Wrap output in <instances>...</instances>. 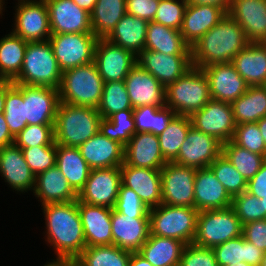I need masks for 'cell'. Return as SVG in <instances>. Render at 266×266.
<instances>
[{"instance_id":"cell-67","label":"cell","mask_w":266,"mask_h":266,"mask_svg":"<svg viewBox=\"0 0 266 266\" xmlns=\"http://www.w3.org/2000/svg\"><path fill=\"white\" fill-rule=\"evenodd\" d=\"M228 266H251V265H249V264L246 263V262H238V263H236V264H230V265H228Z\"/></svg>"},{"instance_id":"cell-61","label":"cell","mask_w":266,"mask_h":266,"mask_svg":"<svg viewBox=\"0 0 266 266\" xmlns=\"http://www.w3.org/2000/svg\"><path fill=\"white\" fill-rule=\"evenodd\" d=\"M43 266H77V261L75 258L66 256H56L52 262H48Z\"/></svg>"},{"instance_id":"cell-66","label":"cell","mask_w":266,"mask_h":266,"mask_svg":"<svg viewBox=\"0 0 266 266\" xmlns=\"http://www.w3.org/2000/svg\"><path fill=\"white\" fill-rule=\"evenodd\" d=\"M260 202L263 206V219H266V194L260 195Z\"/></svg>"},{"instance_id":"cell-70","label":"cell","mask_w":266,"mask_h":266,"mask_svg":"<svg viewBox=\"0 0 266 266\" xmlns=\"http://www.w3.org/2000/svg\"><path fill=\"white\" fill-rule=\"evenodd\" d=\"M3 4H5V1L4 0H1ZM18 2H21V1H29V0H17Z\"/></svg>"},{"instance_id":"cell-6","label":"cell","mask_w":266,"mask_h":266,"mask_svg":"<svg viewBox=\"0 0 266 266\" xmlns=\"http://www.w3.org/2000/svg\"><path fill=\"white\" fill-rule=\"evenodd\" d=\"M166 107L176 115L191 116L211 99L206 75L200 68L192 67L182 77L165 87Z\"/></svg>"},{"instance_id":"cell-16","label":"cell","mask_w":266,"mask_h":266,"mask_svg":"<svg viewBox=\"0 0 266 266\" xmlns=\"http://www.w3.org/2000/svg\"><path fill=\"white\" fill-rule=\"evenodd\" d=\"M137 64L165 87L193 67L191 55H168L145 49L137 55Z\"/></svg>"},{"instance_id":"cell-29","label":"cell","mask_w":266,"mask_h":266,"mask_svg":"<svg viewBox=\"0 0 266 266\" xmlns=\"http://www.w3.org/2000/svg\"><path fill=\"white\" fill-rule=\"evenodd\" d=\"M78 149L91 169L121 167L124 163V147L100 132Z\"/></svg>"},{"instance_id":"cell-37","label":"cell","mask_w":266,"mask_h":266,"mask_svg":"<svg viewBox=\"0 0 266 266\" xmlns=\"http://www.w3.org/2000/svg\"><path fill=\"white\" fill-rule=\"evenodd\" d=\"M236 125L257 122L266 117V85L249 86L247 91L232 103Z\"/></svg>"},{"instance_id":"cell-31","label":"cell","mask_w":266,"mask_h":266,"mask_svg":"<svg viewBox=\"0 0 266 266\" xmlns=\"http://www.w3.org/2000/svg\"><path fill=\"white\" fill-rule=\"evenodd\" d=\"M33 193L40 199L41 206L77 200V193L56 166L36 176Z\"/></svg>"},{"instance_id":"cell-21","label":"cell","mask_w":266,"mask_h":266,"mask_svg":"<svg viewBox=\"0 0 266 266\" xmlns=\"http://www.w3.org/2000/svg\"><path fill=\"white\" fill-rule=\"evenodd\" d=\"M120 170L122 184L135 191L148 209L162 204L160 170L138 168L125 163Z\"/></svg>"},{"instance_id":"cell-46","label":"cell","mask_w":266,"mask_h":266,"mask_svg":"<svg viewBox=\"0 0 266 266\" xmlns=\"http://www.w3.org/2000/svg\"><path fill=\"white\" fill-rule=\"evenodd\" d=\"M219 182L225 187L231 197H234L247 189V181L235 169L231 162L221 153L215 161L209 165Z\"/></svg>"},{"instance_id":"cell-43","label":"cell","mask_w":266,"mask_h":266,"mask_svg":"<svg viewBox=\"0 0 266 266\" xmlns=\"http://www.w3.org/2000/svg\"><path fill=\"white\" fill-rule=\"evenodd\" d=\"M99 132L125 147L131 137L136 134L133 110H122L114 113L108 119L102 118Z\"/></svg>"},{"instance_id":"cell-38","label":"cell","mask_w":266,"mask_h":266,"mask_svg":"<svg viewBox=\"0 0 266 266\" xmlns=\"http://www.w3.org/2000/svg\"><path fill=\"white\" fill-rule=\"evenodd\" d=\"M27 41L13 32L0 39V80H13L21 71Z\"/></svg>"},{"instance_id":"cell-51","label":"cell","mask_w":266,"mask_h":266,"mask_svg":"<svg viewBox=\"0 0 266 266\" xmlns=\"http://www.w3.org/2000/svg\"><path fill=\"white\" fill-rule=\"evenodd\" d=\"M187 5L186 0H160L153 21L180 30Z\"/></svg>"},{"instance_id":"cell-2","label":"cell","mask_w":266,"mask_h":266,"mask_svg":"<svg viewBox=\"0 0 266 266\" xmlns=\"http://www.w3.org/2000/svg\"><path fill=\"white\" fill-rule=\"evenodd\" d=\"M250 41L240 25L227 13L192 47V65L196 68L230 63Z\"/></svg>"},{"instance_id":"cell-13","label":"cell","mask_w":266,"mask_h":266,"mask_svg":"<svg viewBox=\"0 0 266 266\" xmlns=\"http://www.w3.org/2000/svg\"><path fill=\"white\" fill-rule=\"evenodd\" d=\"M121 183L120 167L91 169L84 187L77 194V201L113 209Z\"/></svg>"},{"instance_id":"cell-18","label":"cell","mask_w":266,"mask_h":266,"mask_svg":"<svg viewBox=\"0 0 266 266\" xmlns=\"http://www.w3.org/2000/svg\"><path fill=\"white\" fill-rule=\"evenodd\" d=\"M51 34L93 33L90 13L72 0H45Z\"/></svg>"},{"instance_id":"cell-47","label":"cell","mask_w":266,"mask_h":266,"mask_svg":"<svg viewBox=\"0 0 266 266\" xmlns=\"http://www.w3.org/2000/svg\"><path fill=\"white\" fill-rule=\"evenodd\" d=\"M54 139V124L27 125L16 137L14 143L21 149L51 145Z\"/></svg>"},{"instance_id":"cell-17","label":"cell","mask_w":266,"mask_h":266,"mask_svg":"<svg viewBox=\"0 0 266 266\" xmlns=\"http://www.w3.org/2000/svg\"><path fill=\"white\" fill-rule=\"evenodd\" d=\"M201 69L207 77L210 96L213 100L232 104L249 87L231 62L212 64Z\"/></svg>"},{"instance_id":"cell-52","label":"cell","mask_w":266,"mask_h":266,"mask_svg":"<svg viewBox=\"0 0 266 266\" xmlns=\"http://www.w3.org/2000/svg\"><path fill=\"white\" fill-rule=\"evenodd\" d=\"M114 208L121 214L130 215L133 218H149V209L138 197V194L122 183Z\"/></svg>"},{"instance_id":"cell-30","label":"cell","mask_w":266,"mask_h":266,"mask_svg":"<svg viewBox=\"0 0 266 266\" xmlns=\"http://www.w3.org/2000/svg\"><path fill=\"white\" fill-rule=\"evenodd\" d=\"M231 63L249 86L266 85V42H250Z\"/></svg>"},{"instance_id":"cell-9","label":"cell","mask_w":266,"mask_h":266,"mask_svg":"<svg viewBox=\"0 0 266 266\" xmlns=\"http://www.w3.org/2000/svg\"><path fill=\"white\" fill-rule=\"evenodd\" d=\"M48 41L62 72L94 61L98 41L94 33L51 34Z\"/></svg>"},{"instance_id":"cell-11","label":"cell","mask_w":266,"mask_h":266,"mask_svg":"<svg viewBox=\"0 0 266 266\" xmlns=\"http://www.w3.org/2000/svg\"><path fill=\"white\" fill-rule=\"evenodd\" d=\"M196 168L167 162L160 170L162 203L170 206L194 207Z\"/></svg>"},{"instance_id":"cell-1","label":"cell","mask_w":266,"mask_h":266,"mask_svg":"<svg viewBox=\"0 0 266 266\" xmlns=\"http://www.w3.org/2000/svg\"><path fill=\"white\" fill-rule=\"evenodd\" d=\"M45 217V236L56 256L77 258L86 248L78 201L49 203L42 206Z\"/></svg>"},{"instance_id":"cell-58","label":"cell","mask_w":266,"mask_h":266,"mask_svg":"<svg viewBox=\"0 0 266 266\" xmlns=\"http://www.w3.org/2000/svg\"><path fill=\"white\" fill-rule=\"evenodd\" d=\"M246 259L245 262L251 266H260L264 252L245 239Z\"/></svg>"},{"instance_id":"cell-55","label":"cell","mask_w":266,"mask_h":266,"mask_svg":"<svg viewBox=\"0 0 266 266\" xmlns=\"http://www.w3.org/2000/svg\"><path fill=\"white\" fill-rule=\"evenodd\" d=\"M159 2L160 0H126L127 14L151 22L154 20Z\"/></svg>"},{"instance_id":"cell-48","label":"cell","mask_w":266,"mask_h":266,"mask_svg":"<svg viewBox=\"0 0 266 266\" xmlns=\"http://www.w3.org/2000/svg\"><path fill=\"white\" fill-rule=\"evenodd\" d=\"M57 144L22 149L23 156L32 173L37 176L56 166Z\"/></svg>"},{"instance_id":"cell-69","label":"cell","mask_w":266,"mask_h":266,"mask_svg":"<svg viewBox=\"0 0 266 266\" xmlns=\"http://www.w3.org/2000/svg\"><path fill=\"white\" fill-rule=\"evenodd\" d=\"M3 5H4V4H3L2 1L0 0V15H3V14H2V11H3V9H4V8H3Z\"/></svg>"},{"instance_id":"cell-68","label":"cell","mask_w":266,"mask_h":266,"mask_svg":"<svg viewBox=\"0 0 266 266\" xmlns=\"http://www.w3.org/2000/svg\"><path fill=\"white\" fill-rule=\"evenodd\" d=\"M260 266H266V252L264 253Z\"/></svg>"},{"instance_id":"cell-44","label":"cell","mask_w":266,"mask_h":266,"mask_svg":"<svg viewBox=\"0 0 266 266\" xmlns=\"http://www.w3.org/2000/svg\"><path fill=\"white\" fill-rule=\"evenodd\" d=\"M122 110H133L124 81L106 82L97 107L102 118L108 119Z\"/></svg>"},{"instance_id":"cell-22","label":"cell","mask_w":266,"mask_h":266,"mask_svg":"<svg viewBox=\"0 0 266 266\" xmlns=\"http://www.w3.org/2000/svg\"><path fill=\"white\" fill-rule=\"evenodd\" d=\"M0 174L17 192L34 191L36 176L30 170L22 149L15 143L0 148Z\"/></svg>"},{"instance_id":"cell-23","label":"cell","mask_w":266,"mask_h":266,"mask_svg":"<svg viewBox=\"0 0 266 266\" xmlns=\"http://www.w3.org/2000/svg\"><path fill=\"white\" fill-rule=\"evenodd\" d=\"M113 245L129 251L138 252L150 234L149 218H133L118 212L111 213Z\"/></svg>"},{"instance_id":"cell-7","label":"cell","mask_w":266,"mask_h":266,"mask_svg":"<svg viewBox=\"0 0 266 266\" xmlns=\"http://www.w3.org/2000/svg\"><path fill=\"white\" fill-rule=\"evenodd\" d=\"M199 211L194 207L164 203L149 209L150 235L173 238L186 245L193 243Z\"/></svg>"},{"instance_id":"cell-26","label":"cell","mask_w":266,"mask_h":266,"mask_svg":"<svg viewBox=\"0 0 266 266\" xmlns=\"http://www.w3.org/2000/svg\"><path fill=\"white\" fill-rule=\"evenodd\" d=\"M228 14L250 42H266V0H232Z\"/></svg>"},{"instance_id":"cell-27","label":"cell","mask_w":266,"mask_h":266,"mask_svg":"<svg viewBox=\"0 0 266 266\" xmlns=\"http://www.w3.org/2000/svg\"><path fill=\"white\" fill-rule=\"evenodd\" d=\"M194 185V208L198 211L231 206L232 197L209 167L196 170Z\"/></svg>"},{"instance_id":"cell-12","label":"cell","mask_w":266,"mask_h":266,"mask_svg":"<svg viewBox=\"0 0 266 266\" xmlns=\"http://www.w3.org/2000/svg\"><path fill=\"white\" fill-rule=\"evenodd\" d=\"M16 4L12 32L27 42L48 40L51 29L45 0L21 1Z\"/></svg>"},{"instance_id":"cell-24","label":"cell","mask_w":266,"mask_h":266,"mask_svg":"<svg viewBox=\"0 0 266 266\" xmlns=\"http://www.w3.org/2000/svg\"><path fill=\"white\" fill-rule=\"evenodd\" d=\"M78 210L83 225L86 247L112 245V209L78 201Z\"/></svg>"},{"instance_id":"cell-28","label":"cell","mask_w":266,"mask_h":266,"mask_svg":"<svg viewBox=\"0 0 266 266\" xmlns=\"http://www.w3.org/2000/svg\"><path fill=\"white\" fill-rule=\"evenodd\" d=\"M227 12L215 5L188 4L180 33L184 41L192 47L204 34L216 26Z\"/></svg>"},{"instance_id":"cell-59","label":"cell","mask_w":266,"mask_h":266,"mask_svg":"<svg viewBox=\"0 0 266 266\" xmlns=\"http://www.w3.org/2000/svg\"><path fill=\"white\" fill-rule=\"evenodd\" d=\"M15 137L9 131L3 113L0 114V148L14 143Z\"/></svg>"},{"instance_id":"cell-57","label":"cell","mask_w":266,"mask_h":266,"mask_svg":"<svg viewBox=\"0 0 266 266\" xmlns=\"http://www.w3.org/2000/svg\"><path fill=\"white\" fill-rule=\"evenodd\" d=\"M246 191L258 199H260V195L266 194V161L253 178L247 181Z\"/></svg>"},{"instance_id":"cell-10","label":"cell","mask_w":266,"mask_h":266,"mask_svg":"<svg viewBox=\"0 0 266 266\" xmlns=\"http://www.w3.org/2000/svg\"><path fill=\"white\" fill-rule=\"evenodd\" d=\"M192 126L222 144L231 141L236 123L231 103L210 99L206 105L190 116Z\"/></svg>"},{"instance_id":"cell-50","label":"cell","mask_w":266,"mask_h":266,"mask_svg":"<svg viewBox=\"0 0 266 266\" xmlns=\"http://www.w3.org/2000/svg\"><path fill=\"white\" fill-rule=\"evenodd\" d=\"M231 207L242 225L263 220V206L260 199L247 191L232 197Z\"/></svg>"},{"instance_id":"cell-25","label":"cell","mask_w":266,"mask_h":266,"mask_svg":"<svg viewBox=\"0 0 266 266\" xmlns=\"http://www.w3.org/2000/svg\"><path fill=\"white\" fill-rule=\"evenodd\" d=\"M124 163L138 168L161 170L167 161L161 153L158 136L146 132L134 134L124 147Z\"/></svg>"},{"instance_id":"cell-3","label":"cell","mask_w":266,"mask_h":266,"mask_svg":"<svg viewBox=\"0 0 266 266\" xmlns=\"http://www.w3.org/2000/svg\"><path fill=\"white\" fill-rule=\"evenodd\" d=\"M101 119L97 108L60 102L54 123L55 143L78 148L99 132Z\"/></svg>"},{"instance_id":"cell-33","label":"cell","mask_w":266,"mask_h":266,"mask_svg":"<svg viewBox=\"0 0 266 266\" xmlns=\"http://www.w3.org/2000/svg\"><path fill=\"white\" fill-rule=\"evenodd\" d=\"M185 246L182 241L149 234L138 253L153 266H178Z\"/></svg>"},{"instance_id":"cell-14","label":"cell","mask_w":266,"mask_h":266,"mask_svg":"<svg viewBox=\"0 0 266 266\" xmlns=\"http://www.w3.org/2000/svg\"><path fill=\"white\" fill-rule=\"evenodd\" d=\"M94 62L104 83L124 81L137 64V56L106 38L98 39Z\"/></svg>"},{"instance_id":"cell-54","label":"cell","mask_w":266,"mask_h":266,"mask_svg":"<svg viewBox=\"0 0 266 266\" xmlns=\"http://www.w3.org/2000/svg\"><path fill=\"white\" fill-rule=\"evenodd\" d=\"M180 266H218L212 248L187 244L182 252Z\"/></svg>"},{"instance_id":"cell-60","label":"cell","mask_w":266,"mask_h":266,"mask_svg":"<svg viewBox=\"0 0 266 266\" xmlns=\"http://www.w3.org/2000/svg\"><path fill=\"white\" fill-rule=\"evenodd\" d=\"M188 4L193 5H215L223 8L227 13L230 10L232 0H186Z\"/></svg>"},{"instance_id":"cell-40","label":"cell","mask_w":266,"mask_h":266,"mask_svg":"<svg viewBox=\"0 0 266 266\" xmlns=\"http://www.w3.org/2000/svg\"><path fill=\"white\" fill-rule=\"evenodd\" d=\"M176 113L166 106H141L133 109L136 133L146 132L154 135L161 134L169 125Z\"/></svg>"},{"instance_id":"cell-65","label":"cell","mask_w":266,"mask_h":266,"mask_svg":"<svg viewBox=\"0 0 266 266\" xmlns=\"http://www.w3.org/2000/svg\"><path fill=\"white\" fill-rule=\"evenodd\" d=\"M257 125L259 130L261 131V134L263 136L266 145V117H263L259 121H257Z\"/></svg>"},{"instance_id":"cell-19","label":"cell","mask_w":266,"mask_h":266,"mask_svg":"<svg viewBox=\"0 0 266 266\" xmlns=\"http://www.w3.org/2000/svg\"><path fill=\"white\" fill-rule=\"evenodd\" d=\"M133 109L152 105L166 106L165 86L136 64L124 80Z\"/></svg>"},{"instance_id":"cell-36","label":"cell","mask_w":266,"mask_h":266,"mask_svg":"<svg viewBox=\"0 0 266 266\" xmlns=\"http://www.w3.org/2000/svg\"><path fill=\"white\" fill-rule=\"evenodd\" d=\"M126 13V0H97L90 13L94 35L98 39L107 38Z\"/></svg>"},{"instance_id":"cell-5","label":"cell","mask_w":266,"mask_h":266,"mask_svg":"<svg viewBox=\"0 0 266 266\" xmlns=\"http://www.w3.org/2000/svg\"><path fill=\"white\" fill-rule=\"evenodd\" d=\"M104 81L96 63L78 66L62 72L59 87L60 102L97 108L103 93Z\"/></svg>"},{"instance_id":"cell-42","label":"cell","mask_w":266,"mask_h":266,"mask_svg":"<svg viewBox=\"0 0 266 266\" xmlns=\"http://www.w3.org/2000/svg\"><path fill=\"white\" fill-rule=\"evenodd\" d=\"M222 153L246 181L253 178L266 161L265 156L252 153L232 140L222 144Z\"/></svg>"},{"instance_id":"cell-8","label":"cell","mask_w":266,"mask_h":266,"mask_svg":"<svg viewBox=\"0 0 266 266\" xmlns=\"http://www.w3.org/2000/svg\"><path fill=\"white\" fill-rule=\"evenodd\" d=\"M243 225L233 208L199 211L193 243L213 248L242 235Z\"/></svg>"},{"instance_id":"cell-53","label":"cell","mask_w":266,"mask_h":266,"mask_svg":"<svg viewBox=\"0 0 266 266\" xmlns=\"http://www.w3.org/2000/svg\"><path fill=\"white\" fill-rule=\"evenodd\" d=\"M212 249L215 253L218 266H228L238 262H245L246 247L245 238L243 235L234 239H230L213 247Z\"/></svg>"},{"instance_id":"cell-20","label":"cell","mask_w":266,"mask_h":266,"mask_svg":"<svg viewBox=\"0 0 266 266\" xmlns=\"http://www.w3.org/2000/svg\"><path fill=\"white\" fill-rule=\"evenodd\" d=\"M23 102L27 125L54 124L59 90L51 87L23 85Z\"/></svg>"},{"instance_id":"cell-15","label":"cell","mask_w":266,"mask_h":266,"mask_svg":"<svg viewBox=\"0 0 266 266\" xmlns=\"http://www.w3.org/2000/svg\"><path fill=\"white\" fill-rule=\"evenodd\" d=\"M221 153L222 143L220 141L191 126L173 162L196 169L207 168Z\"/></svg>"},{"instance_id":"cell-41","label":"cell","mask_w":266,"mask_h":266,"mask_svg":"<svg viewBox=\"0 0 266 266\" xmlns=\"http://www.w3.org/2000/svg\"><path fill=\"white\" fill-rule=\"evenodd\" d=\"M191 126L189 116L176 115L168 127L158 135L160 150L167 162H173L177 158Z\"/></svg>"},{"instance_id":"cell-62","label":"cell","mask_w":266,"mask_h":266,"mask_svg":"<svg viewBox=\"0 0 266 266\" xmlns=\"http://www.w3.org/2000/svg\"><path fill=\"white\" fill-rule=\"evenodd\" d=\"M13 84L11 80H0V114L4 112L6 92Z\"/></svg>"},{"instance_id":"cell-35","label":"cell","mask_w":266,"mask_h":266,"mask_svg":"<svg viewBox=\"0 0 266 266\" xmlns=\"http://www.w3.org/2000/svg\"><path fill=\"white\" fill-rule=\"evenodd\" d=\"M56 167L77 194L84 187L91 171L77 147L64 145H57Z\"/></svg>"},{"instance_id":"cell-4","label":"cell","mask_w":266,"mask_h":266,"mask_svg":"<svg viewBox=\"0 0 266 266\" xmlns=\"http://www.w3.org/2000/svg\"><path fill=\"white\" fill-rule=\"evenodd\" d=\"M62 71L48 40L28 42L20 73L14 84L35 85L59 89Z\"/></svg>"},{"instance_id":"cell-45","label":"cell","mask_w":266,"mask_h":266,"mask_svg":"<svg viewBox=\"0 0 266 266\" xmlns=\"http://www.w3.org/2000/svg\"><path fill=\"white\" fill-rule=\"evenodd\" d=\"M3 115L9 131L16 137L26 126L23 84H13L6 92Z\"/></svg>"},{"instance_id":"cell-49","label":"cell","mask_w":266,"mask_h":266,"mask_svg":"<svg viewBox=\"0 0 266 266\" xmlns=\"http://www.w3.org/2000/svg\"><path fill=\"white\" fill-rule=\"evenodd\" d=\"M232 141L252 153L266 157V145L257 122L236 125Z\"/></svg>"},{"instance_id":"cell-63","label":"cell","mask_w":266,"mask_h":266,"mask_svg":"<svg viewBox=\"0 0 266 266\" xmlns=\"http://www.w3.org/2000/svg\"><path fill=\"white\" fill-rule=\"evenodd\" d=\"M129 266H153L138 252H132L130 256Z\"/></svg>"},{"instance_id":"cell-32","label":"cell","mask_w":266,"mask_h":266,"mask_svg":"<svg viewBox=\"0 0 266 266\" xmlns=\"http://www.w3.org/2000/svg\"><path fill=\"white\" fill-rule=\"evenodd\" d=\"M144 49L168 55H191V47L184 41L180 30L154 21L148 24Z\"/></svg>"},{"instance_id":"cell-39","label":"cell","mask_w":266,"mask_h":266,"mask_svg":"<svg viewBox=\"0 0 266 266\" xmlns=\"http://www.w3.org/2000/svg\"><path fill=\"white\" fill-rule=\"evenodd\" d=\"M132 252L115 245L86 247L76 258L77 266H129Z\"/></svg>"},{"instance_id":"cell-34","label":"cell","mask_w":266,"mask_h":266,"mask_svg":"<svg viewBox=\"0 0 266 266\" xmlns=\"http://www.w3.org/2000/svg\"><path fill=\"white\" fill-rule=\"evenodd\" d=\"M148 24L142 18L126 13L106 39L137 56L145 48Z\"/></svg>"},{"instance_id":"cell-64","label":"cell","mask_w":266,"mask_h":266,"mask_svg":"<svg viewBox=\"0 0 266 266\" xmlns=\"http://www.w3.org/2000/svg\"><path fill=\"white\" fill-rule=\"evenodd\" d=\"M72 1L75 2L82 9L86 10L88 13L92 12L95 3L97 2V0H72Z\"/></svg>"},{"instance_id":"cell-56","label":"cell","mask_w":266,"mask_h":266,"mask_svg":"<svg viewBox=\"0 0 266 266\" xmlns=\"http://www.w3.org/2000/svg\"><path fill=\"white\" fill-rule=\"evenodd\" d=\"M244 238L266 252V219L251 221L243 225Z\"/></svg>"}]
</instances>
